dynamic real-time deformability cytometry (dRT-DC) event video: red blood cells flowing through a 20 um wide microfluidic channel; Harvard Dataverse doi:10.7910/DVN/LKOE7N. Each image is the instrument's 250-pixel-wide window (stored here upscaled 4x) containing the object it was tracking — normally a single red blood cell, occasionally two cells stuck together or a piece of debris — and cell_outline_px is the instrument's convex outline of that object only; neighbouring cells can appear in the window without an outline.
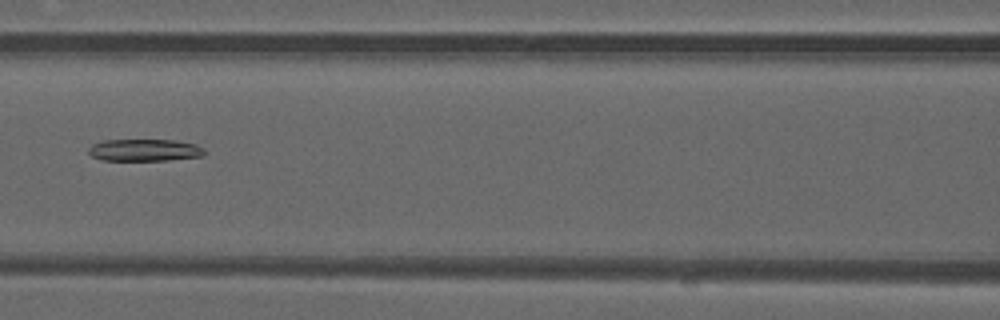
{"species": "common noctule bat (a hibernating species)", "species_latin": "Nyctalus noctula", "temperature_condition": "warm", "stored_images_in_passage": 35, "camera_frame_rate_fps": 3000, "um_per_image_px": 0.085, "animal": {"sex": "male", "forearm_length_mm": 52.5}, "frame": {"image": 1, "passage_image": 8, "time_ms": 2.333, "image_size_px": [1000, 320], "cell_outline_px": [[208, 152], [204, 156], [168, 160], [104, 160], [92, 156], [88, 152], [88, 148], [92, 144], [100, 140], [176, 140], [196, 144], [204, 148]], "centroid_in_image_um": [12.33, 12.75], "position_along_channel_um": 154.3, "area_um2": 15.09}}
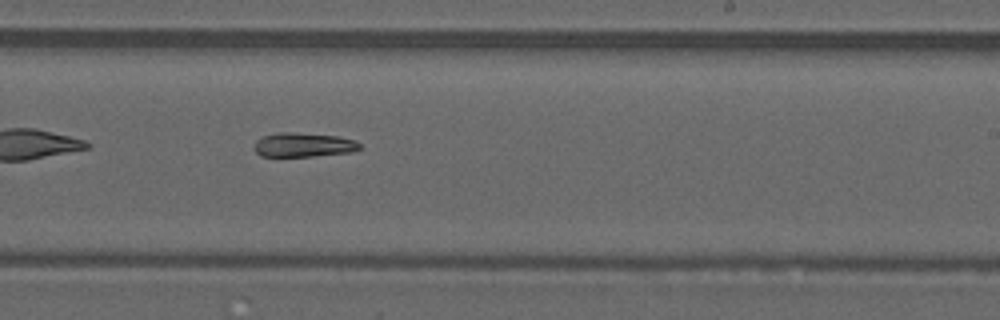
{"frame": {"image": 2, "passage_image": 16, "time_ms": 5.0, "image_size_px": [1000, 320], "cell_outline_px": [[360, 148], [352, 152], [312, 156], [260, 156], [252, 148], [256, 140], [264, 136], [276, 132], [292, 132], [336, 136], [356, 140], [360, 144]], "centroid_in_image_um": [25.76, 12.31], "position_along_channel_um": 263.2, "area_um2": 14.91}}
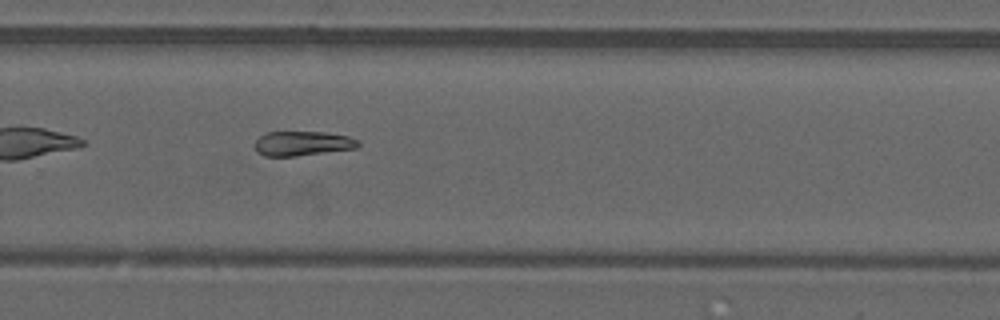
{"frame": {"image": 3, "passage_image": 19, "time_ms": 6.0, "image_size_px": [1000, 320], "cell_outline_px": [[360, 144], [356, 148], [296, 156], [264, 156], [256, 152], [256, 140], [260, 136], [268, 132], [324, 132], [348, 136], [360, 140]], "centroid_in_image_um": [25.73, 12.19], "position_along_channel_um": 304.1, "area_um2": 14.74}}